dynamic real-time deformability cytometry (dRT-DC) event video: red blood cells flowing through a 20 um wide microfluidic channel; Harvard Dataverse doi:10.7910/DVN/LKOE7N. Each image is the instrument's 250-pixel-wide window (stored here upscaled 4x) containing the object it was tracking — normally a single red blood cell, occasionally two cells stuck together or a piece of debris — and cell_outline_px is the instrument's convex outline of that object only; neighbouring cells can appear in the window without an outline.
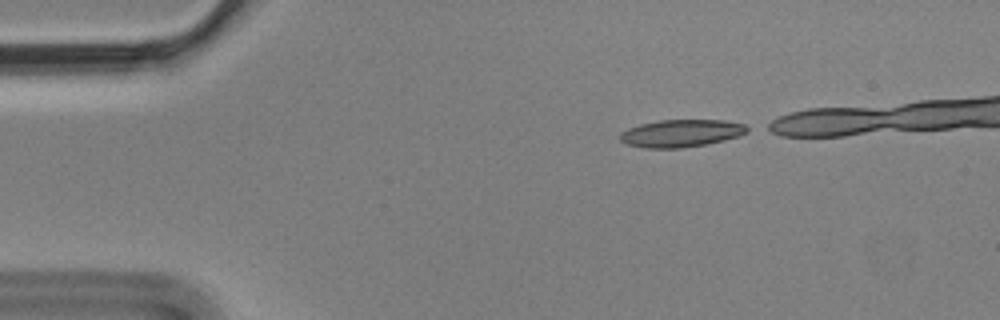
{"species": "Egyptian fruit bat (a non-hibernating species)", "species_latin": "Rousettus aegyptiacus", "temperature_condition": "cold", "stored_images_in_passage": 7, "camera_frame_rate_fps": 3000, "um_per_image_px": 0.085, "animal": {"sex": "male"}, "frame": {"image": 1, "passage_image": 1, "time_ms": 0.0, "image_size_px": [1000, 320], "cell_outline_px": [[752, 128], [748, 132], [740, 136], [708, 144], [680, 148], [644, 148], [628, 144], [620, 140], [620, 132], [628, 128], [640, 124], [660, 120], [724, 120], [744, 124]], "centroid_in_image_um": [57.94, 11.32], "position_along_channel_um": 27.1, "area_um2": 20.52}}